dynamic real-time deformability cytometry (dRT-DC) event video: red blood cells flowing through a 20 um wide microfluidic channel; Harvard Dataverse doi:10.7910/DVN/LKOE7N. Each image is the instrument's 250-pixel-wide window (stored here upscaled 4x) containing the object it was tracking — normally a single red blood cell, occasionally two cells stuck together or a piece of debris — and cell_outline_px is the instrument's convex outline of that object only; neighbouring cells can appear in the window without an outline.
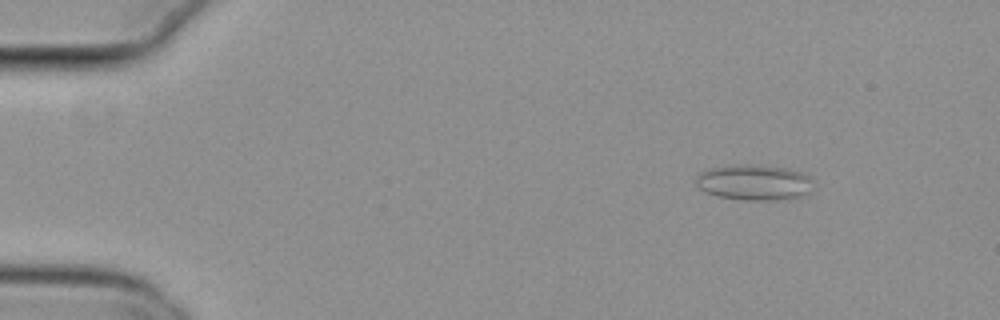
{"species": "common noctule bat (a hibernating species)", "species_latin": "Nyctalus noctula", "temperature_condition": "cold", "stored_images_in_passage": 55, "camera_frame_rate_fps": 3000, "um_per_image_px": 0.085, "animal": {"sex": "female", "body_mass_g": 29.2, "forearm_length_mm": 56.3}, "frame": {"image": 1, "passage_image": 7, "time_ms": 2.0, "image_size_px": [1000, 320], "cell_outline_px": [[816, 184], [808, 192], [800, 196], [788, 200], [744, 200], [716, 196], [704, 192], [696, 184], [696, 176], [700, 172], [712, 168], [740, 164], [756, 164], [788, 168], [800, 172], [808, 176]], "centroid_in_image_um": [64.12, 15.51], "position_along_channel_um": 20.9, "area_um2": 24.68}}
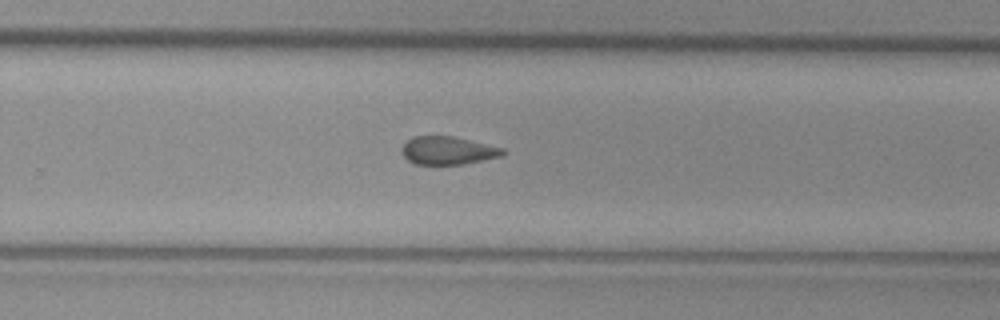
{"frame": {"image": 2, "passage_image": 36, "time_ms": 11.667, "image_size_px": [1000, 320], "cell_outline_px": [[508, 152], [504, 156], [464, 164], [416, 164], [408, 160], [400, 152], [400, 148], [412, 136], [452, 136], [504, 148]], "centroid_in_image_um": [38.09, 12.8], "position_along_channel_um": 291.7, "area_um2": 16.65}}
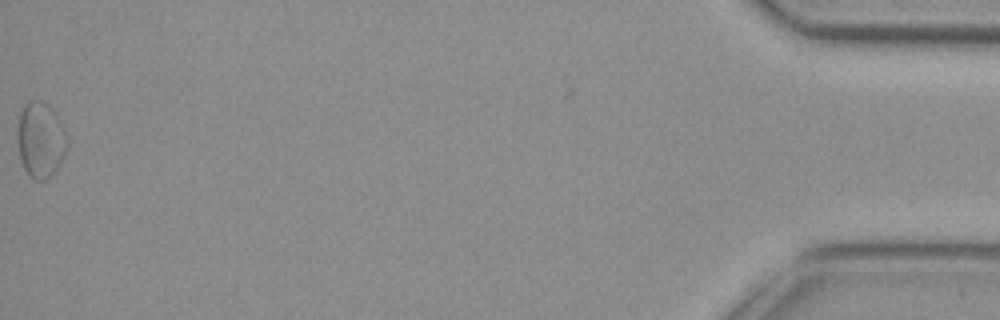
{"frame": {"image": 3, "passage_image": 55, "time_ms": 18.0, "image_size_px": [1000, 320], "cell_outline_px": [[68, 144], [56, 168], [44, 180], [36, 180], [24, 168], [20, 160], [20, 112], [28, 100], [40, 100], [56, 116], [64, 128], [68, 140]], "centroid_in_image_um": [3.47, 11.88], "position_along_channel_um": 431.7, "area_um2": 20.63}, "authors_computed_cell_mechanics": {"area_um2": 18.0914, "velocity_mm_per_s": 3.7888, "shape_relaxation_time_tau1_ms": null, "shape_relaxation_time_tau2_ms": 2.7535, "deformation_change_tau1": null, "deformation_change_tau2": 0.094}}